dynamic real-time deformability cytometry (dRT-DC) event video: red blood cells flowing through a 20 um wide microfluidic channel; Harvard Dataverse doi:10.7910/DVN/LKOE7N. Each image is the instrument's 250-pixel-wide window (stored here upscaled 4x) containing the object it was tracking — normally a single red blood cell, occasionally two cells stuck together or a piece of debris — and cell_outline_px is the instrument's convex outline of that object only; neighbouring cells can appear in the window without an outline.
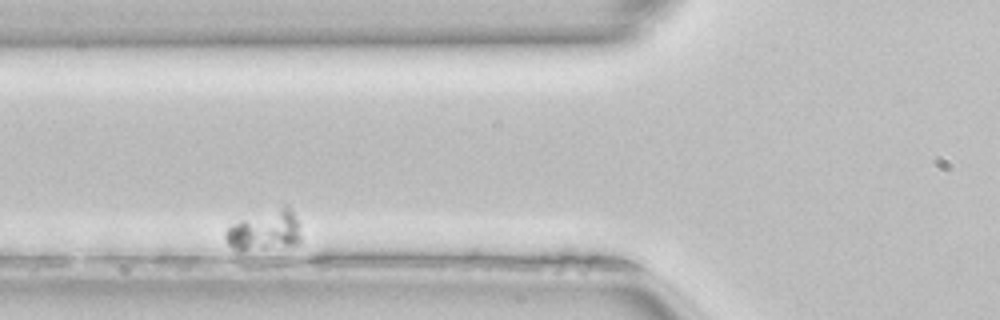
{"species": "common noctule bat (a hibernating species)", "species_latin": "Nyctalus noctula", "temperature_condition": "room temperature", "stored_images_in_passage": 36, "camera_frame_rate_fps": 3000, "um_per_image_px": 0.085, "animal": {"sex": "female", "body_mass_g": 22.7, "forearm_length_mm": 54.2}, "frame": {"image": 1, "passage_image": 6, "time_ms": 1.667, "image_size_px": [1000, 320], "cell_outline_px": [[300, 244], [244, 248], [236, 248], [228, 244], [224, 240], [224, 232], [232, 224], [240, 220], [284, 204], [288, 204], [300, 220]], "centroid_in_image_um": [22.58, 19.5], "position_along_channel_um": 103.2, "area_um2": 17.4}}